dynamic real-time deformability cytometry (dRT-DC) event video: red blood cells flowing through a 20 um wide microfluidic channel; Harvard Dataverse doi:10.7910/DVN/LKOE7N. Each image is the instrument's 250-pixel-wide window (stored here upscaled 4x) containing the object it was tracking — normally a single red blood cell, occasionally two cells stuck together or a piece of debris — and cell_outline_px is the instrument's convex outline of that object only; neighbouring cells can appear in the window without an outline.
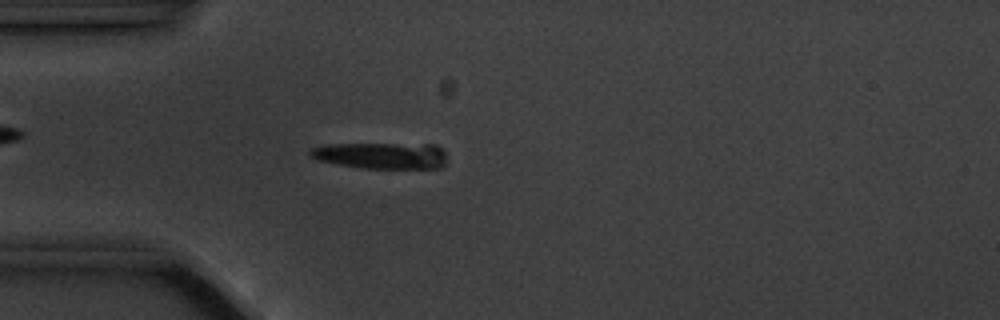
{"species": "common noctule bat (a hibernating species)", "species_latin": "Nyctalus noctula", "temperature_condition": "cold", "stored_images_in_passage": 6, "camera_frame_rate_fps": 3000, "um_per_image_px": 0.085, "animal": {"sex": "male", "body_mass_g": 20.1, "forearm_length_mm": 53.5}, "frame": {"image": 1, "passage_image": 6, "time_ms": 5.667, "image_size_px": [1000, 320], "cell_outline_px": [[444, 164], [440, 168], [360, 168], [320, 160], [308, 156], [308, 148], [324, 144], [436, 144], [444, 152]], "centroid_in_image_um": [32.36, 13.21], "position_along_channel_um": 52.6, "area_um2": 21.04}}